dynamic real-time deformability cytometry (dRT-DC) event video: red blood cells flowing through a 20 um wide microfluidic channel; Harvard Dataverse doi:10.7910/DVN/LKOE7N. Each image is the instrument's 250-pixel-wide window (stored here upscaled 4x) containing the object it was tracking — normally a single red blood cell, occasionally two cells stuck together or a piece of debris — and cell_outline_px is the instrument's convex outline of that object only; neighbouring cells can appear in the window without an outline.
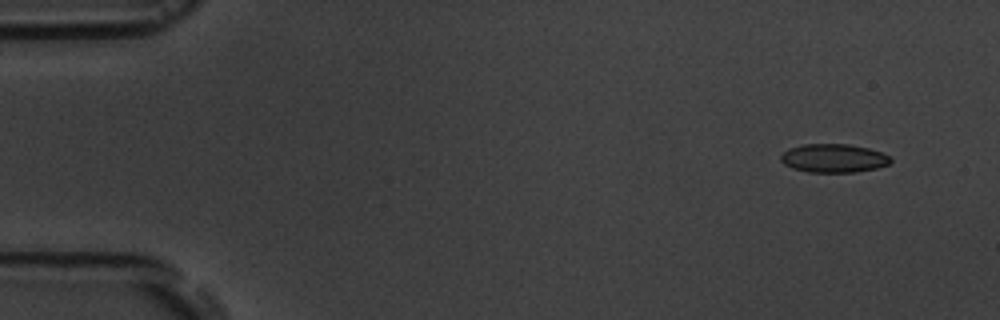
{"species": "common noctule bat (a hibernating species)", "species_latin": "Nyctalus noctula", "temperature_condition": "room temperature", "stored_images_in_passage": 5, "camera_frame_rate_fps": 3000, "um_per_image_px": 0.085, "animal": {"sex": "male", "body_mass_g": 19.5, "forearm_length_mm": 54.6}, "frame": {"image": 1, "passage_image": 1, "time_ms": 0.0, "image_size_px": [1000, 320], "cell_outline_px": [[892, 160], [888, 164], [876, 168], [856, 172], [808, 172], [792, 168], [784, 164], [780, 160], [780, 156], [788, 148], [804, 144], [848, 144], [868, 148], [892, 156]], "centroid_in_image_um": [70.85, 13.45], "position_along_channel_um": 14.1, "area_um2": 18.32}}
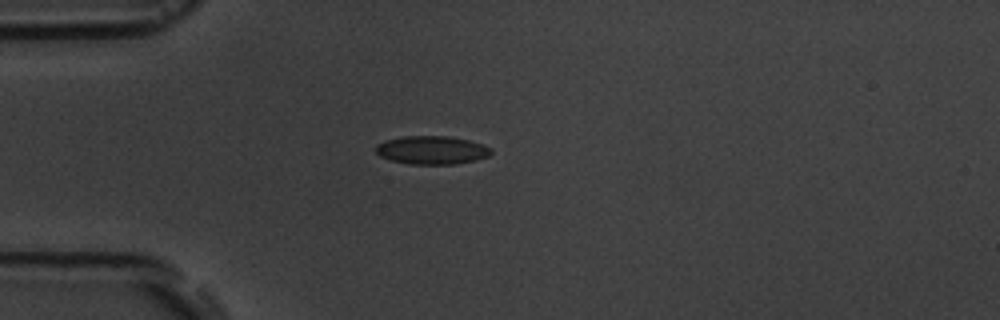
{"frame": {"image": 2, "passage_image": 4, "time_ms": 3.667, "image_size_px": [1000, 320], "cell_outline_px": [[492, 152], [488, 156], [476, 160], [456, 164], [408, 164], [392, 160], [380, 156], [376, 152], [376, 144], [384, 140], [404, 136], [448, 136], [468, 140], [484, 144], [492, 148]], "centroid_in_image_um": [36.72, 12.75], "position_along_channel_um": 48.3, "area_um2": 19.13}}